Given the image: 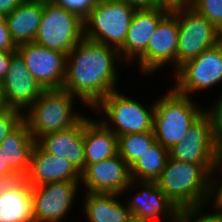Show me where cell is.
<instances>
[{
	"instance_id": "obj_1",
	"label": "cell",
	"mask_w": 222,
	"mask_h": 222,
	"mask_svg": "<svg viewBox=\"0 0 222 222\" xmlns=\"http://www.w3.org/2000/svg\"><path fill=\"white\" fill-rule=\"evenodd\" d=\"M122 64L125 67L117 49L83 38L66 56L62 88L77 97L82 107L92 110L110 92L118 90L117 69Z\"/></svg>"
},
{
	"instance_id": "obj_2",
	"label": "cell",
	"mask_w": 222,
	"mask_h": 222,
	"mask_svg": "<svg viewBox=\"0 0 222 222\" xmlns=\"http://www.w3.org/2000/svg\"><path fill=\"white\" fill-rule=\"evenodd\" d=\"M211 173L202 165L168 158L156 185L177 209L206 206Z\"/></svg>"
},
{
	"instance_id": "obj_3",
	"label": "cell",
	"mask_w": 222,
	"mask_h": 222,
	"mask_svg": "<svg viewBox=\"0 0 222 222\" xmlns=\"http://www.w3.org/2000/svg\"><path fill=\"white\" fill-rule=\"evenodd\" d=\"M204 112L205 107L194 98L171 87L155 100L153 132L156 141L170 149L185 138L188 129Z\"/></svg>"
},
{
	"instance_id": "obj_4",
	"label": "cell",
	"mask_w": 222,
	"mask_h": 222,
	"mask_svg": "<svg viewBox=\"0 0 222 222\" xmlns=\"http://www.w3.org/2000/svg\"><path fill=\"white\" fill-rule=\"evenodd\" d=\"M74 101L82 103L63 88L44 89L34 104L23 114V120L28 125L31 136L37 141L46 134L75 126L85 113L76 110Z\"/></svg>"
},
{
	"instance_id": "obj_5",
	"label": "cell",
	"mask_w": 222,
	"mask_h": 222,
	"mask_svg": "<svg viewBox=\"0 0 222 222\" xmlns=\"http://www.w3.org/2000/svg\"><path fill=\"white\" fill-rule=\"evenodd\" d=\"M152 102L146 106L139 99L115 90L90 111H96L99 120L118 137L153 130L155 101Z\"/></svg>"
},
{
	"instance_id": "obj_6",
	"label": "cell",
	"mask_w": 222,
	"mask_h": 222,
	"mask_svg": "<svg viewBox=\"0 0 222 222\" xmlns=\"http://www.w3.org/2000/svg\"><path fill=\"white\" fill-rule=\"evenodd\" d=\"M136 8L122 0H97L84 21V38L119 50Z\"/></svg>"
},
{
	"instance_id": "obj_7",
	"label": "cell",
	"mask_w": 222,
	"mask_h": 222,
	"mask_svg": "<svg viewBox=\"0 0 222 222\" xmlns=\"http://www.w3.org/2000/svg\"><path fill=\"white\" fill-rule=\"evenodd\" d=\"M83 38V19L54 2L43 3L36 44L67 55Z\"/></svg>"
},
{
	"instance_id": "obj_8",
	"label": "cell",
	"mask_w": 222,
	"mask_h": 222,
	"mask_svg": "<svg viewBox=\"0 0 222 222\" xmlns=\"http://www.w3.org/2000/svg\"><path fill=\"white\" fill-rule=\"evenodd\" d=\"M171 76L175 79L171 87L192 98L201 90H212L222 84V41L181 65Z\"/></svg>"
},
{
	"instance_id": "obj_9",
	"label": "cell",
	"mask_w": 222,
	"mask_h": 222,
	"mask_svg": "<svg viewBox=\"0 0 222 222\" xmlns=\"http://www.w3.org/2000/svg\"><path fill=\"white\" fill-rule=\"evenodd\" d=\"M178 22L177 69L222 41L219 31L191 6L172 10Z\"/></svg>"
},
{
	"instance_id": "obj_10",
	"label": "cell",
	"mask_w": 222,
	"mask_h": 222,
	"mask_svg": "<svg viewBox=\"0 0 222 222\" xmlns=\"http://www.w3.org/2000/svg\"><path fill=\"white\" fill-rule=\"evenodd\" d=\"M79 182L60 181L30 187L33 222H65L76 206L78 192H82Z\"/></svg>"
},
{
	"instance_id": "obj_11",
	"label": "cell",
	"mask_w": 222,
	"mask_h": 222,
	"mask_svg": "<svg viewBox=\"0 0 222 222\" xmlns=\"http://www.w3.org/2000/svg\"><path fill=\"white\" fill-rule=\"evenodd\" d=\"M169 158L187 163L202 164L210 173L220 160L211 120L204 112L188 129L185 138L169 149Z\"/></svg>"
},
{
	"instance_id": "obj_12",
	"label": "cell",
	"mask_w": 222,
	"mask_h": 222,
	"mask_svg": "<svg viewBox=\"0 0 222 222\" xmlns=\"http://www.w3.org/2000/svg\"><path fill=\"white\" fill-rule=\"evenodd\" d=\"M178 34L177 16L169 11L149 39L146 53L136 62L137 73H141L142 77L154 76L166 66H170L174 73L177 70Z\"/></svg>"
},
{
	"instance_id": "obj_13",
	"label": "cell",
	"mask_w": 222,
	"mask_h": 222,
	"mask_svg": "<svg viewBox=\"0 0 222 222\" xmlns=\"http://www.w3.org/2000/svg\"><path fill=\"white\" fill-rule=\"evenodd\" d=\"M134 189H138V192ZM133 191H135V194L132 195ZM121 196L124 198L125 201L123 199L122 201L126 203L133 218L176 222L178 209L156 185L155 181H136L132 179Z\"/></svg>"
},
{
	"instance_id": "obj_14",
	"label": "cell",
	"mask_w": 222,
	"mask_h": 222,
	"mask_svg": "<svg viewBox=\"0 0 222 222\" xmlns=\"http://www.w3.org/2000/svg\"><path fill=\"white\" fill-rule=\"evenodd\" d=\"M16 51L25 66L43 89L62 88L65 79L66 54L30 42L17 47Z\"/></svg>"
},
{
	"instance_id": "obj_15",
	"label": "cell",
	"mask_w": 222,
	"mask_h": 222,
	"mask_svg": "<svg viewBox=\"0 0 222 222\" xmlns=\"http://www.w3.org/2000/svg\"><path fill=\"white\" fill-rule=\"evenodd\" d=\"M132 178L130 167L119 154L87 165L81 172V188L88 193L122 194Z\"/></svg>"
},
{
	"instance_id": "obj_16",
	"label": "cell",
	"mask_w": 222,
	"mask_h": 222,
	"mask_svg": "<svg viewBox=\"0 0 222 222\" xmlns=\"http://www.w3.org/2000/svg\"><path fill=\"white\" fill-rule=\"evenodd\" d=\"M5 99L10 107L24 114L44 90L25 66L22 56L16 51L5 78L1 83Z\"/></svg>"
},
{
	"instance_id": "obj_17",
	"label": "cell",
	"mask_w": 222,
	"mask_h": 222,
	"mask_svg": "<svg viewBox=\"0 0 222 222\" xmlns=\"http://www.w3.org/2000/svg\"><path fill=\"white\" fill-rule=\"evenodd\" d=\"M169 12L162 7L136 9L123 46L118 50L126 67L135 63L146 53L149 39L160 20ZM132 64V65H131Z\"/></svg>"
},
{
	"instance_id": "obj_18",
	"label": "cell",
	"mask_w": 222,
	"mask_h": 222,
	"mask_svg": "<svg viewBox=\"0 0 222 222\" xmlns=\"http://www.w3.org/2000/svg\"><path fill=\"white\" fill-rule=\"evenodd\" d=\"M30 187L60 181H81V172L67 159L45 152L34 145L29 171L24 178Z\"/></svg>"
},
{
	"instance_id": "obj_19",
	"label": "cell",
	"mask_w": 222,
	"mask_h": 222,
	"mask_svg": "<svg viewBox=\"0 0 222 222\" xmlns=\"http://www.w3.org/2000/svg\"><path fill=\"white\" fill-rule=\"evenodd\" d=\"M36 143L45 152L67 159L80 172L85 169L84 117L75 126L41 136Z\"/></svg>"
},
{
	"instance_id": "obj_20",
	"label": "cell",
	"mask_w": 222,
	"mask_h": 222,
	"mask_svg": "<svg viewBox=\"0 0 222 222\" xmlns=\"http://www.w3.org/2000/svg\"><path fill=\"white\" fill-rule=\"evenodd\" d=\"M0 222H33L31 188L25 179L0 185Z\"/></svg>"
},
{
	"instance_id": "obj_21",
	"label": "cell",
	"mask_w": 222,
	"mask_h": 222,
	"mask_svg": "<svg viewBox=\"0 0 222 222\" xmlns=\"http://www.w3.org/2000/svg\"><path fill=\"white\" fill-rule=\"evenodd\" d=\"M36 140L31 136L28 125L22 120L0 143L5 162L20 178L29 171L31 152Z\"/></svg>"
},
{
	"instance_id": "obj_22",
	"label": "cell",
	"mask_w": 222,
	"mask_h": 222,
	"mask_svg": "<svg viewBox=\"0 0 222 222\" xmlns=\"http://www.w3.org/2000/svg\"><path fill=\"white\" fill-rule=\"evenodd\" d=\"M83 214L88 222H130L133 217L120 194L83 192Z\"/></svg>"
},
{
	"instance_id": "obj_23",
	"label": "cell",
	"mask_w": 222,
	"mask_h": 222,
	"mask_svg": "<svg viewBox=\"0 0 222 222\" xmlns=\"http://www.w3.org/2000/svg\"><path fill=\"white\" fill-rule=\"evenodd\" d=\"M86 116H84L85 167L118 154V137L100 120Z\"/></svg>"
},
{
	"instance_id": "obj_24",
	"label": "cell",
	"mask_w": 222,
	"mask_h": 222,
	"mask_svg": "<svg viewBox=\"0 0 222 222\" xmlns=\"http://www.w3.org/2000/svg\"><path fill=\"white\" fill-rule=\"evenodd\" d=\"M43 3L24 0L5 16L13 42L18 47L34 42L42 18Z\"/></svg>"
},
{
	"instance_id": "obj_25",
	"label": "cell",
	"mask_w": 222,
	"mask_h": 222,
	"mask_svg": "<svg viewBox=\"0 0 222 222\" xmlns=\"http://www.w3.org/2000/svg\"><path fill=\"white\" fill-rule=\"evenodd\" d=\"M169 158V149L155 142L130 167L131 178L136 181H155L161 174Z\"/></svg>"
},
{
	"instance_id": "obj_26",
	"label": "cell",
	"mask_w": 222,
	"mask_h": 222,
	"mask_svg": "<svg viewBox=\"0 0 222 222\" xmlns=\"http://www.w3.org/2000/svg\"><path fill=\"white\" fill-rule=\"evenodd\" d=\"M156 142L154 132L118 136V154L131 167Z\"/></svg>"
},
{
	"instance_id": "obj_27",
	"label": "cell",
	"mask_w": 222,
	"mask_h": 222,
	"mask_svg": "<svg viewBox=\"0 0 222 222\" xmlns=\"http://www.w3.org/2000/svg\"><path fill=\"white\" fill-rule=\"evenodd\" d=\"M190 6L222 32V0H191Z\"/></svg>"
},
{
	"instance_id": "obj_28",
	"label": "cell",
	"mask_w": 222,
	"mask_h": 222,
	"mask_svg": "<svg viewBox=\"0 0 222 222\" xmlns=\"http://www.w3.org/2000/svg\"><path fill=\"white\" fill-rule=\"evenodd\" d=\"M206 207H210L209 209H212V212L222 217V162L220 160L210 175V189Z\"/></svg>"
},
{
	"instance_id": "obj_29",
	"label": "cell",
	"mask_w": 222,
	"mask_h": 222,
	"mask_svg": "<svg viewBox=\"0 0 222 222\" xmlns=\"http://www.w3.org/2000/svg\"><path fill=\"white\" fill-rule=\"evenodd\" d=\"M205 210V212H204ZM206 210L208 212H206ZM176 222H221L220 217L206 206L178 209Z\"/></svg>"
},
{
	"instance_id": "obj_30",
	"label": "cell",
	"mask_w": 222,
	"mask_h": 222,
	"mask_svg": "<svg viewBox=\"0 0 222 222\" xmlns=\"http://www.w3.org/2000/svg\"><path fill=\"white\" fill-rule=\"evenodd\" d=\"M221 94V95H220ZM218 98L214 101L209 108L205 106V113L209 116L211 120V126L213 128V134L216 143L222 146V91L220 92ZM211 107V108H210Z\"/></svg>"
},
{
	"instance_id": "obj_31",
	"label": "cell",
	"mask_w": 222,
	"mask_h": 222,
	"mask_svg": "<svg viewBox=\"0 0 222 222\" xmlns=\"http://www.w3.org/2000/svg\"><path fill=\"white\" fill-rule=\"evenodd\" d=\"M97 0H55L54 3L77 14L81 19H85Z\"/></svg>"
},
{
	"instance_id": "obj_32",
	"label": "cell",
	"mask_w": 222,
	"mask_h": 222,
	"mask_svg": "<svg viewBox=\"0 0 222 222\" xmlns=\"http://www.w3.org/2000/svg\"><path fill=\"white\" fill-rule=\"evenodd\" d=\"M22 120L23 114L14 109L0 114V143Z\"/></svg>"
},
{
	"instance_id": "obj_33",
	"label": "cell",
	"mask_w": 222,
	"mask_h": 222,
	"mask_svg": "<svg viewBox=\"0 0 222 222\" xmlns=\"http://www.w3.org/2000/svg\"><path fill=\"white\" fill-rule=\"evenodd\" d=\"M16 49L5 16L0 15V51L16 52Z\"/></svg>"
},
{
	"instance_id": "obj_34",
	"label": "cell",
	"mask_w": 222,
	"mask_h": 222,
	"mask_svg": "<svg viewBox=\"0 0 222 222\" xmlns=\"http://www.w3.org/2000/svg\"><path fill=\"white\" fill-rule=\"evenodd\" d=\"M20 178L10 169L8 162H5L0 146V183H12Z\"/></svg>"
},
{
	"instance_id": "obj_35",
	"label": "cell",
	"mask_w": 222,
	"mask_h": 222,
	"mask_svg": "<svg viewBox=\"0 0 222 222\" xmlns=\"http://www.w3.org/2000/svg\"><path fill=\"white\" fill-rule=\"evenodd\" d=\"M191 0H157V7L168 9L169 11L190 6Z\"/></svg>"
},
{
	"instance_id": "obj_36",
	"label": "cell",
	"mask_w": 222,
	"mask_h": 222,
	"mask_svg": "<svg viewBox=\"0 0 222 222\" xmlns=\"http://www.w3.org/2000/svg\"><path fill=\"white\" fill-rule=\"evenodd\" d=\"M15 52L0 51V84L5 78L11 63L12 55Z\"/></svg>"
},
{
	"instance_id": "obj_37",
	"label": "cell",
	"mask_w": 222,
	"mask_h": 222,
	"mask_svg": "<svg viewBox=\"0 0 222 222\" xmlns=\"http://www.w3.org/2000/svg\"><path fill=\"white\" fill-rule=\"evenodd\" d=\"M24 0H0V15L6 16L18 7Z\"/></svg>"
},
{
	"instance_id": "obj_38",
	"label": "cell",
	"mask_w": 222,
	"mask_h": 222,
	"mask_svg": "<svg viewBox=\"0 0 222 222\" xmlns=\"http://www.w3.org/2000/svg\"><path fill=\"white\" fill-rule=\"evenodd\" d=\"M122 1L135 7L136 9L157 7V0H122Z\"/></svg>"
},
{
	"instance_id": "obj_39",
	"label": "cell",
	"mask_w": 222,
	"mask_h": 222,
	"mask_svg": "<svg viewBox=\"0 0 222 222\" xmlns=\"http://www.w3.org/2000/svg\"><path fill=\"white\" fill-rule=\"evenodd\" d=\"M10 107L8 106L6 99H5V94L2 89V86L0 84V114L8 111Z\"/></svg>"
},
{
	"instance_id": "obj_40",
	"label": "cell",
	"mask_w": 222,
	"mask_h": 222,
	"mask_svg": "<svg viewBox=\"0 0 222 222\" xmlns=\"http://www.w3.org/2000/svg\"><path fill=\"white\" fill-rule=\"evenodd\" d=\"M130 222H158V221H154V220H141V219L133 218Z\"/></svg>"
},
{
	"instance_id": "obj_41",
	"label": "cell",
	"mask_w": 222,
	"mask_h": 222,
	"mask_svg": "<svg viewBox=\"0 0 222 222\" xmlns=\"http://www.w3.org/2000/svg\"><path fill=\"white\" fill-rule=\"evenodd\" d=\"M32 1L42 2V3H51V2H54L55 0H32Z\"/></svg>"
},
{
	"instance_id": "obj_42",
	"label": "cell",
	"mask_w": 222,
	"mask_h": 222,
	"mask_svg": "<svg viewBox=\"0 0 222 222\" xmlns=\"http://www.w3.org/2000/svg\"><path fill=\"white\" fill-rule=\"evenodd\" d=\"M220 161L222 162V146L220 147Z\"/></svg>"
}]
</instances>
